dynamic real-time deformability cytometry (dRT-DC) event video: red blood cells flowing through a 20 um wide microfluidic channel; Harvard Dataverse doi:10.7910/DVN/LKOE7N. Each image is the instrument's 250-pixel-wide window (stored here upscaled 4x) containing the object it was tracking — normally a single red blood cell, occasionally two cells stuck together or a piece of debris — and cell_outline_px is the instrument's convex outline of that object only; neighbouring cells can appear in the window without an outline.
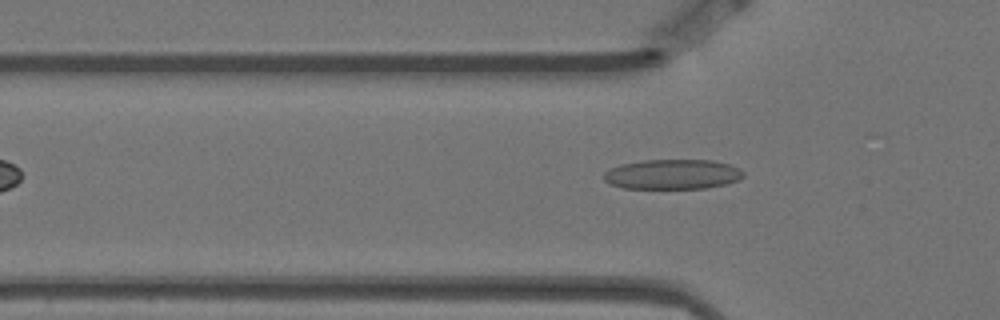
{"species": "Egyptian fruit bat (a non-hibernating species)", "species_latin": "Rousettus aegyptiacus", "temperature_condition": "warm", "stored_images_in_passage": 2, "camera_frame_rate_fps": 3000, "um_per_image_px": 0.085, "animal": {"sex": "female"}, "frame": {"image": 1, "passage_image": 2, "time_ms": 0.333, "image_size_px": [1000, 320], "cell_outline_px": [[744, 176], [728, 184], [704, 188], [624, 188], [608, 184], [604, 180], [604, 172], [608, 168], [620, 164], [644, 160], [712, 160], [728, 164], [740, 168], [744, 172]], "centroid_in_image_um": [57.14, 14.81], "position_along_channel_um": 68.7, "area_um2": 24.45}}